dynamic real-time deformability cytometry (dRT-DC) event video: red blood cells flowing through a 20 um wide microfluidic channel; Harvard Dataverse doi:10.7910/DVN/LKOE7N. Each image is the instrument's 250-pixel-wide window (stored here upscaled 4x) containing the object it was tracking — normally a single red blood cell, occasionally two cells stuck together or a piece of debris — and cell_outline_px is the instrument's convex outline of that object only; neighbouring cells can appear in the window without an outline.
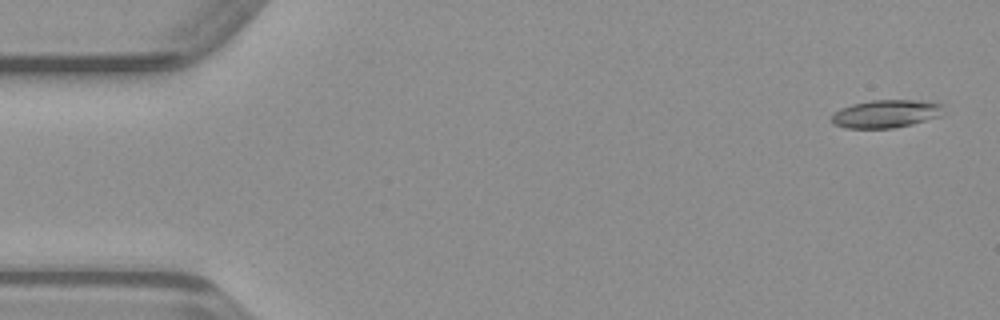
{"species": "common noctule bat (a hibernating species)", "species_latin": "Nyctalus noctula", "temperature_condition": "warm", "stored_images_in_passage": 49, "camera_frame_rate_fps": 3000, "um_per_image_px": 0.085, "animal": {"sex": "male", "body_mass_g": 23.1, "forearm_length_mm": 52.7}, "frame": {"image": 1, "passage_image": 2, "time_ms": 0.333, "image_size_px": [1000, 320], "cell_outline_px": [[948, 112], [940, 116], [912, 124], [892, 128], [848, 128], [832, 124], [832, 112], [840, 108], [852, 104], [872, 100], [920, 100], [944, 104]], "centroid_in_image_um": [75.36, 9.66], "position_along_channel_um": 9.6, "area_um2": 18.55}}
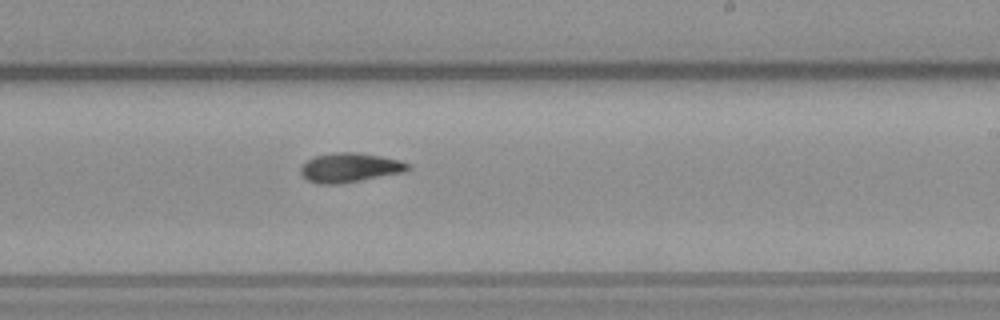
{"frame": {"image": 2, "passage_image": 29, "time_ms": 9.333, "image_size_px": [1000, 320], "cell_outline_px": [[412, 168], [404, 172], [340, 184], [320, 184], [308, 180], [300, 172], [300, 168], [308, 160], [316, 156], [336, 152], [356, 152], [380, 156], [400, 160], [412, 164]], "centroid_in_image_um": [29.78, 14.25], "position_along_channel_um": 259.2, "area_um2": 18.26}}
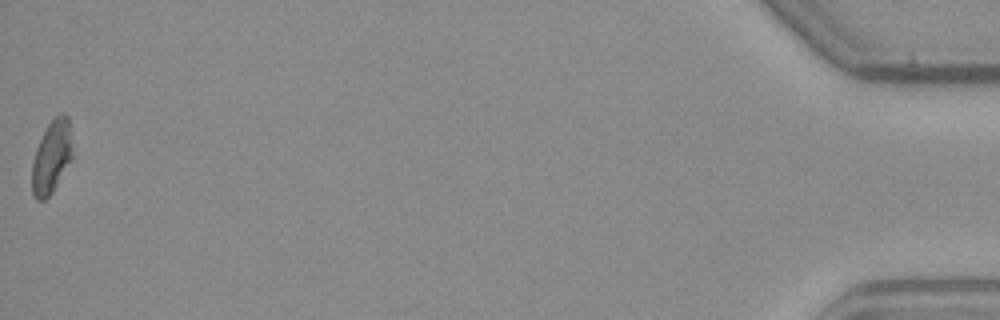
{"frame": {"image": 3, "passage_image": 49, "time_ms": 16.0, "image_size_px": [1000, 320], "cell_outline_px": [[72, 156], [52, 192], [44, 200], [36, 200], [32, 192], [32, 164], [36, 148], [48, 124], [60, 112], [64, 112], [68, 116]], "centroid_in_image_um": [4.36, 13.32], "position_along_channel_um": 430.8, "area_um2": 16.7}}